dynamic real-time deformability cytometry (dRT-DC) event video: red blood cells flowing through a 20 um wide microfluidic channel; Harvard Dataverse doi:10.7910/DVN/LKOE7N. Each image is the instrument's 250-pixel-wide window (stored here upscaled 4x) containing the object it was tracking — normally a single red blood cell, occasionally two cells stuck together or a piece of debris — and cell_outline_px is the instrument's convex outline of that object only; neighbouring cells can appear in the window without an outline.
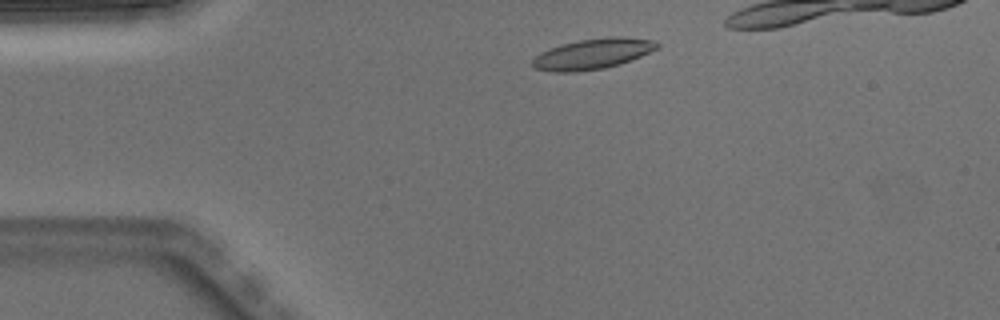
{"species": "Egyptian fruit bat (a non-hibernating species)", "species_latin": "Rousettus aegyptiacus", "temperature_condition": "warm", "stored_images_in_passage": 3, "camera_frame_rate_fps": 3000, "um_per_image_px": 0.085, "animal": {"sex": "male"}, "frame": {"image": 1, "passage_image": 3, "time_ms": 0.667, "image_size_px": [1000, 320], "cell_outline_px": [[660, 44], [656, 48], [640, 56], [620, 64], [604, 68], [576, 72], [556, 72], [536, 68], [532, 64], [532, 60], [536, 56], [560, 44], [580, 40], [608, 36], [620, 36], [652, 40]], "centroid_in_image_um": [50.39, 4.57], "position_along_channel_um": 34.6, "area_um2": 21.79}}